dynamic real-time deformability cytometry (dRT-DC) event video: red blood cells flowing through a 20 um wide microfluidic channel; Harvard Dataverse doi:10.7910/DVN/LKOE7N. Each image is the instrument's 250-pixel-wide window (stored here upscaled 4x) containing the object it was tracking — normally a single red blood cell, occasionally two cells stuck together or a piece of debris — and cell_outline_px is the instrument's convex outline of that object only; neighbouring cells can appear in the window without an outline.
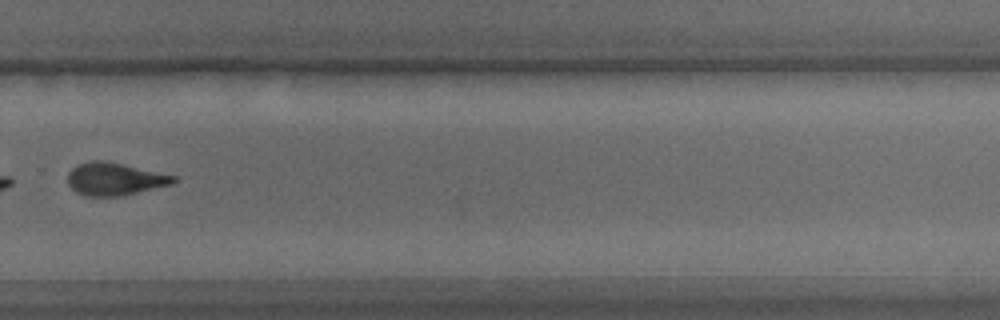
{"species": "common noctule bat (a hibernating species)", "species_latin": "Nyctalus noctula", "temperature_condition": "warm", "stored_images_in_passage": 26, "camera_frame_rate_fps": 3000, "um_per_image_px": 0.085, "animal": {"sex": "male", "body_mass_g": 15.6}, "frame": {"image": 1, "passage_image": 19, "time_ms": 6.0, "image_size_px": [1000, 320], "cell_outline_px": [[176, 180], [172, 184], [136, 192], [116, 196], [84, 196], [76, 192], [68, 184], [68, 172], [76, 164], [88, 160], [104, 160], [176, 176]], "centroid_in_image_um": [9.68, 15.2], "position_along_channel_um": 320.1, "area_um2": 19.94}}